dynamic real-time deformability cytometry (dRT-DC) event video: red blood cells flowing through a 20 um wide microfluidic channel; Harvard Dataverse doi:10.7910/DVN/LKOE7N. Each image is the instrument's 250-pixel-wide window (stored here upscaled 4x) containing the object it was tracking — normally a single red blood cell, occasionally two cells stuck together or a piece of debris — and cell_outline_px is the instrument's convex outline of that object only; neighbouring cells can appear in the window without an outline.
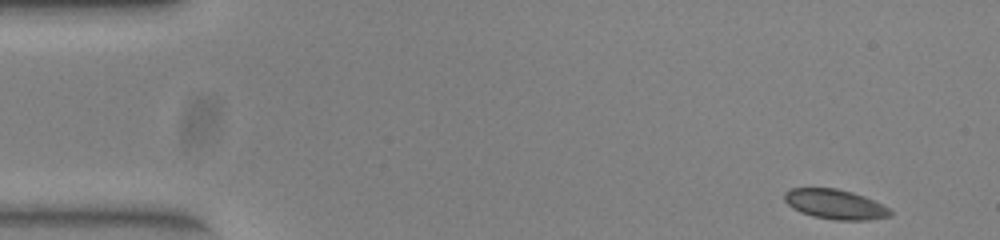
{"species": "common noctule bat (a hibernating species)", "species_latin": "Nyctalus noctula", "temperature_condition": "warm", "stored_images_in_passage": 11, "camera_frame_rate_fps": 3000, "um_per_image_px": 0.085, "animal": {"sex": "female", "body_mass_g": 23.0, "forearm_length_mm": 53.4}, "frame": {"image": 1, "passage_image": 1, "time_ms": 0.0, "image_size_px": [1000, 240], "cell_outline_px": [[892, 216], [868, 220], [836, 220], [812, 216], [800, 212], [792, 208], [784, 200], [784, 192], [792, 188], [836, 188], [852, 192], [864, 196], [888, 208], [892, 212]], "centroid_in_image_um": [70.96, 17.36], "position_along_channel_um": 14.0, "area_um2": 18.32}}